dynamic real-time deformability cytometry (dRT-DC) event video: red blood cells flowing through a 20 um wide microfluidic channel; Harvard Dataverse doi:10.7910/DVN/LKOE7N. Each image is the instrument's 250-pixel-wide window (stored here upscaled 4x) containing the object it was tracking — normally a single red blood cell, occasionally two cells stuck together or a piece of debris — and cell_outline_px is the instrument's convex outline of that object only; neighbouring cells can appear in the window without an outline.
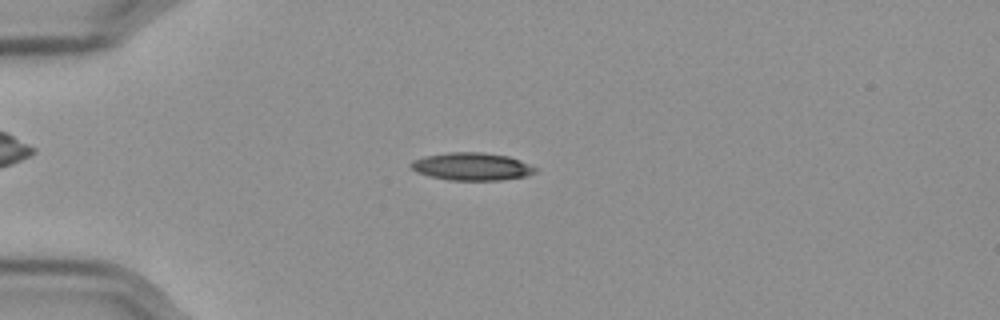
{"species": "Egyptian fruit bat (a non-hibernating species)", "species_latin": "Rousettus aegyptiacus", "temperature_condition": "cold", "stored_images_in_passage": 53, "camera_frame_rate_fps": 3000, "um_per_image_px": 0.085, "frame": {"image": 1, "passage_image": 11, "time_ms": 3.333, "image_size_px": [1000, 320], "cell_outline_px": [[536, 172], [524, 176], [500, 180], [452, 180], [432, 176], [416, 172], [408, 164], [412, 160], [424, 156], [448, 152], [480, 152], [508, 156], [520, 160], [536, 168]], "centroid_in_image_um": [40.07, 14.14], "position_along_channel_um": 44.9, "area_um2": 19.88}}
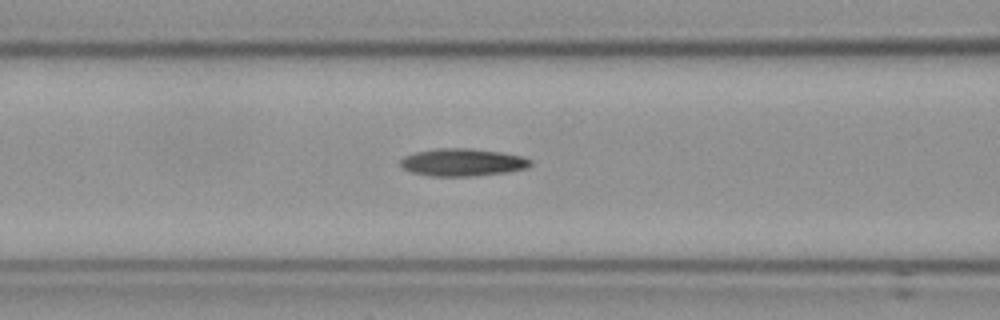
{"frame": {"image": 2, "passage_image": 20, "time_ms": 6.333, "image_size_px": [1000, 320], "cell_outline_px": [[532, 164], [524, 168], [504, 172], [468, 176], [432, 176], [412, 172], [404, 168], [400, 164], [400, 160], [404, 156], [416, 152], [436, 148], [472, 148], [500, 152], [520, 156], [532, 160]], "centroid_in_image_um": [39.28, 13.78], "position_along_channel_um": 127.3, "area_um2": 20.58}}
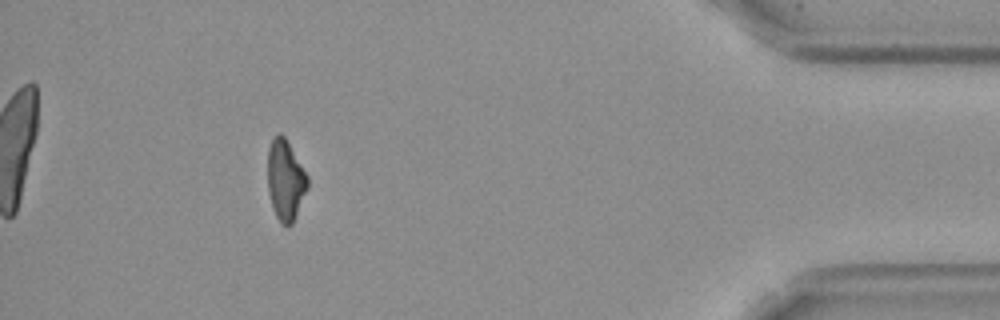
{"frame": {"image": 3, "passage_image": 48, "time_ms": 15.667, "image_size_px": [1000, 320], "cell_outline_px": [[308, 188], [292, 224], [288, 228], [280, 224], [272, 208], [268, 192], [268, 148], [276, 132], [280, 132], [284, 136], [308, 176]], "centroid_in_image_um": [24.25, 15.34], "position_along_channel_um": 410.9, "area_um2": 18.84}, "authors_computed_cell_mechanics": {"area_um2": 19.5942, "velocity_mm_per_s": 3.5885, "shape_relaxation_time_tau1_ms": 7.647, "shape_relaxation_time_tau2_ms": 8.1132, "deformation_change_tau1": 0.192, "deformation_change_tau2": 0.1564}}